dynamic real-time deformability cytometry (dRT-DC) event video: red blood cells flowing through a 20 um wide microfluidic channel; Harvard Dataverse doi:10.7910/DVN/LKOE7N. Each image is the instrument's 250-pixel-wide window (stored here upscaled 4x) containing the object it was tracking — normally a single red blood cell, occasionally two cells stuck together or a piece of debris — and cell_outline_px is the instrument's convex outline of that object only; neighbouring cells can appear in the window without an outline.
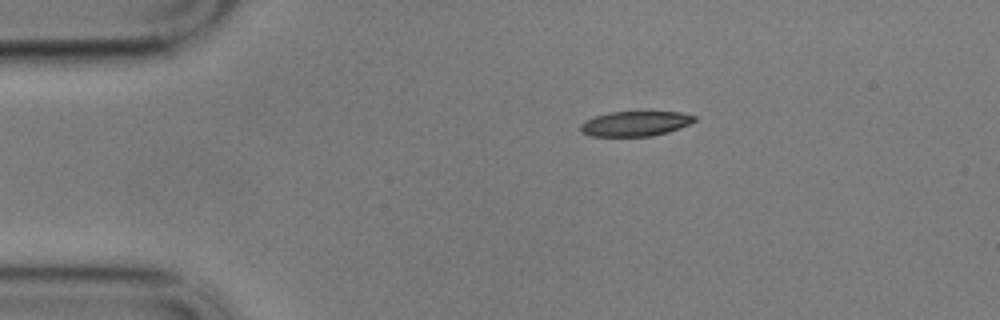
{"species": "common noctule bat (a hibernating species)", "species_latin": "Nyctalus noctula", "temperature_condition": "cold", "stored_images_in_passage": 49, "camera_frame_rate_fps": 3000, "um_per_image_px": 0.085, "animal": {"sex": "male", "body_mass_g": 17.9}, "frame": {"image": 1, "passage_image": 1, "time_ms": 0.0, "image_size_px": [1000, 320], "cell_outline_px": [[696, 120], [680, 128], [668, 132], [652, 136], [588, 136], [580, 132], [580, 124], [596, 116], [608, 112], [680, 112], [696, 116]], "centroid_in_image_um": [53.99, 10.51], "position_along_channel_um": 31.0, "area_um2": 16.53}}
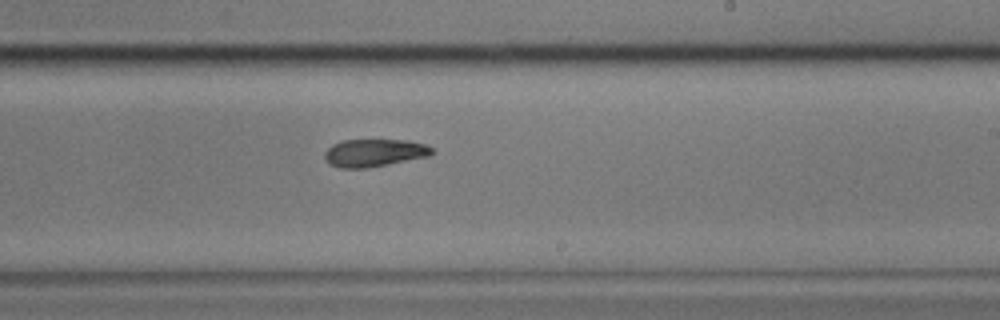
{"frame": {"image": 2, "passage_image": 25, "time_ms": 8.0, "image_size_px": [1000, 320], "cell_outline_px": [[432, 152], [428, 156], [368, 168], [340, 168], [328, 164], [324, 160], [324, 152], [332, 144], [340, 140], [408, 140], [424, 144], [432, 148]], "centroid_in_image_um": [31.74, 12.99], "position_along_channel_um": 257.3, "area_um2": 17.34}}
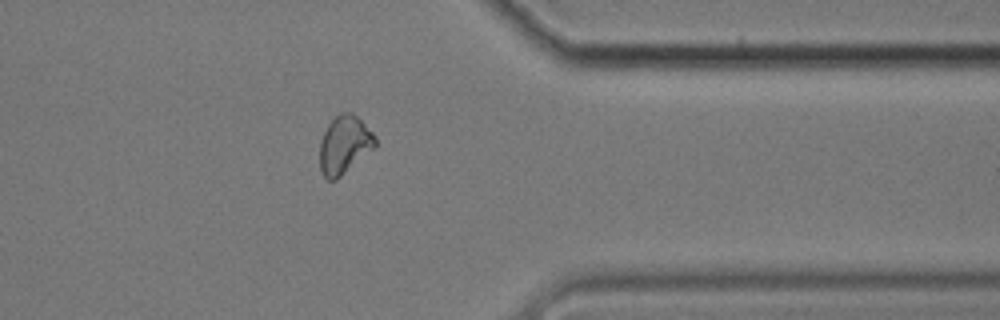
{"frame": {"image": 3, "passage_image": 37, "time_ms": 12.0, "image_size_px": [1000, 320], "cell_outline_px": [[376, 144], [372, 148], [336, 180], [328, 180], [324, 176], [320, 168], [320, 140], [328, 124], [340, 112], [352, 112], [376, 136]], "centroid_in_image_um": [29.24, 12.29], "position_along_channel_um": 382.2, "area_um2": 18.32}, "authors_computed_cell_mechanics": {"area_um2": 18.6116, "velocity_mm_per_s": 3.4012, "shape_relaxation_time_tau1_ms": 7.2079, "shape_relaxation_time_tau2_ms": 8.5821, "deformation_change_tau1": 0.1556, "deformation_change_tau2": 0.1333}}